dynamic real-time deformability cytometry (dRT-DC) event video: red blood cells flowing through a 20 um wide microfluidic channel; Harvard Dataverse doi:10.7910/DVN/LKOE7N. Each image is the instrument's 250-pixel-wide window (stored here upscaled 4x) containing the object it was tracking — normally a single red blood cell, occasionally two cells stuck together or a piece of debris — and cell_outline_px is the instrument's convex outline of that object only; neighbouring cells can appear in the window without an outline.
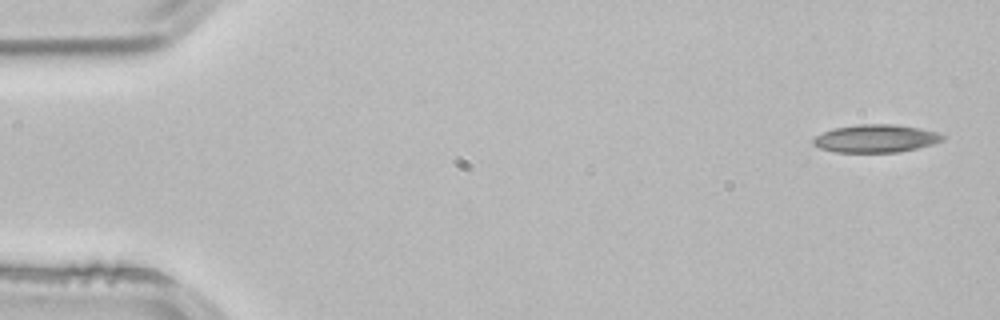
{"species": "common noctule bat (a hibernating species)", "species_latin": "Nyctalus noctula", "temperature_condition": "room temperature", "stored_images_in_passage": 3, "camera_frame_rate_fps": 3000, "um_per_image_px": 0.085, "animal": {"sex": "male", "body_mass_g": 21.5, "forearm_length_mm": 52.0}, "frame": {"image": 1, "passage_image": 1, "time_ms": 0.0, "image_size_px": [1000, 320], "cell_outline_px": [[944, 140], [932, 144], [900, 152], [836, 152], [820, 148], [812, 144], [812, 140], [816, 136], [824, 132], [836, 128], [860, 124], [896, 124], [920, 128], [936, 132], [944, 136]], "centroid_in_image_um": [74.45, 11.77], "position_along_channel_um": 10.6, "area_um2": 20.87}}